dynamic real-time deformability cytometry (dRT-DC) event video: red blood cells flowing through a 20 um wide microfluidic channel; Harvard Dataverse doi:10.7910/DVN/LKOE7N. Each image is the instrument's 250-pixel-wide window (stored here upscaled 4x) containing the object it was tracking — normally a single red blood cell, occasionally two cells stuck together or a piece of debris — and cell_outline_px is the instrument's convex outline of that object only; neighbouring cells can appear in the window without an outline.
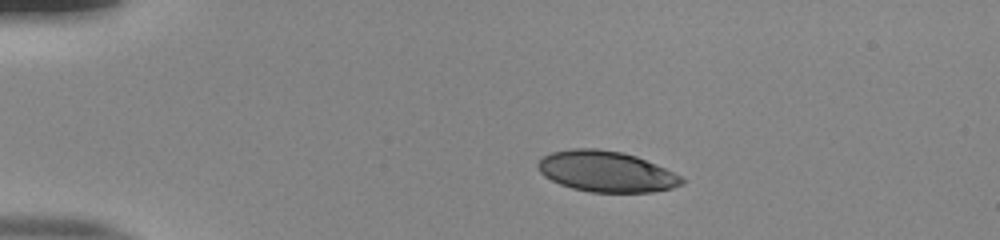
{"species": "human", "species_latin": "Homo sapiens", "temperature_condition": "room temperature", "stored_images_in_passage": 43, "camera_frame_rate_fps": 3000, "um_per_image_px": 0.085, "donor": {"sex": "male"}, "frame": {"image": 1, "passage_image": 1, "time_ms": 0.0, "image_size_px": [1000, 240], "cell_outline_px": [[684, 184], [672, 188], [652, 192], [592, 192], [572, 188], [560, 184], [544, 176], [540, 172], [536, 164], [544, 156], [552, 152], [572, 148], [596, 148], [620, 152], [636, 156], [656, 164], [680, 176], [684, 180]], "centroid_in_image_um": [51.52, 14.58], "position_along_channel_um": 33.5, "area_um2": 34.04}}
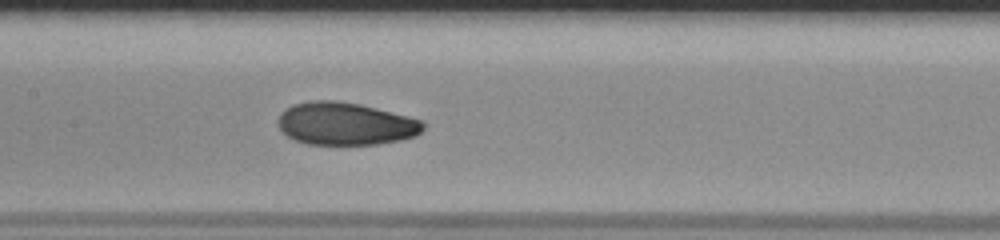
{"frame": {"image": 2, "passage_image": 17, "time_ms": 5.333, "image_size_px": [1000, 240], "cell_outline_px": [[424, 128], [416, 136], [400, 140], [376, 144], [308, 144], [296, 140], [288, 136], [280, 128], [280, 112], [292, 104], [308, 100], [336, 100], [360, 104], [424, 120]], "centroid_in_image_um": [29.39, 10.5], "position_along_channel_um": 178.0, "area_um2": 36.01}}
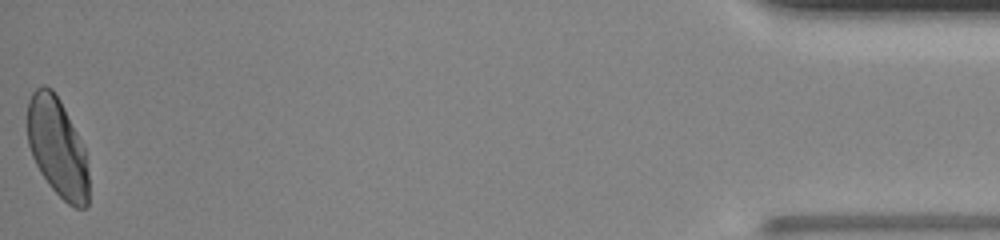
{"frame": {"image": 3, "passage_image": 43, "time_ms": 14.0, "image_size_px": [1000, 240], "cell_outline_px": [[88, 204], [84, 208], [76, 208], [68, 204], [48, 184], [40, 172], [32, 156], [28, 144], [28, 100], [32, 92], [36, 88], [44, 84], [52, 88], [60, 100], [84, 144], [88, 172]], "centroid_in_image_um": [4.88, 12.51], "position_along_channel_um": 430.3, "area_um2": 35.55}, "authors_computed_cell_mechanics": {"area_um2": 35.7782, "velocity_mm_per_s": 3.9052, "shape_relaxation_time_tau1_ms": 5.288, "shape_relaxation_time_tau2_ms": 1.0075, "deformation_change_tau1": 0.1932, "deformation_change_tau2": 0.0465}}